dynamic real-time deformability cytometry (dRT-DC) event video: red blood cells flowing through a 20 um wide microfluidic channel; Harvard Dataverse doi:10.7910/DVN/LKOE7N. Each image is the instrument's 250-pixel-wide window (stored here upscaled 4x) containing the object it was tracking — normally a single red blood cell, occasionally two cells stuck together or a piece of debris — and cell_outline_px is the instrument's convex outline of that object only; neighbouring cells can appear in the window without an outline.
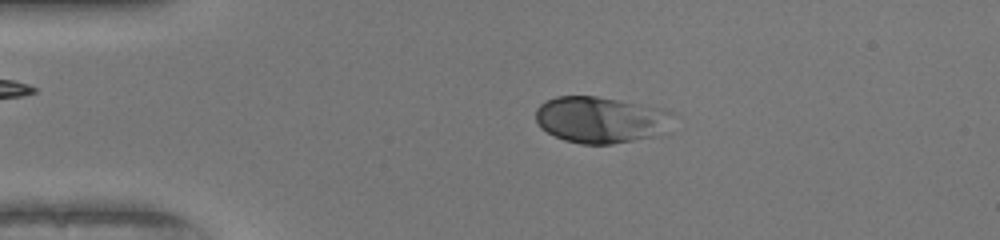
{"species": "human", "species_latin": "Homo sapiens", "temperature_condition": "warm", "stored_images_in_passage": 46, "camera_frame_rate_fps": 3000, "um_per_image_px": 0.085, "donor": {"sex": "female"}, "frame": {"image": 1, "passage_image": 6, "time_ms": 1.667, "image_size_px": [1000, 240], "cell_outline_px": [[672, 112], [652, 136], [612, 144], [580, 144], [564, 140], [540, 128], [536, 120], [536, 108], [544, 100], [556, 96], [596, 96], [664, 108]], "centroid_in_image_um": [50.88, 10.15], "position_along_channel_um": 34.1, "area_um2": 36.18}}
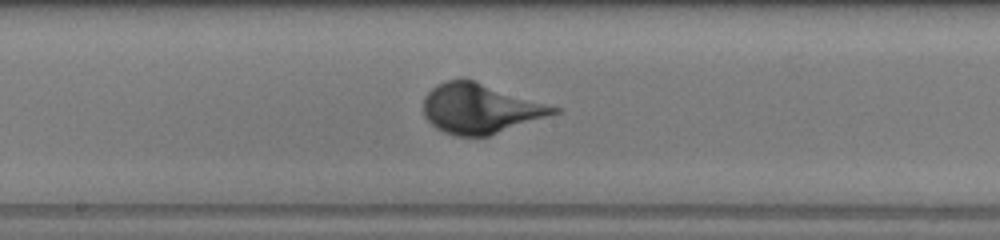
{"frame": {"image": 2, "passage_image": 22, "time_ms": 7.0, "image_size_px": [1000, 240], "cell_outline_px": [[560, 112], [488, 136], [456, 136], [444, 132], [436, 128], [424, 116], [424, 96], [436, 84], [448, 80], [472, 80], [560, 108]], "centroid_in_image_um": [40.78, 9.24], "position_along_channel_um": 207.4, "area_um2": 37.11}}
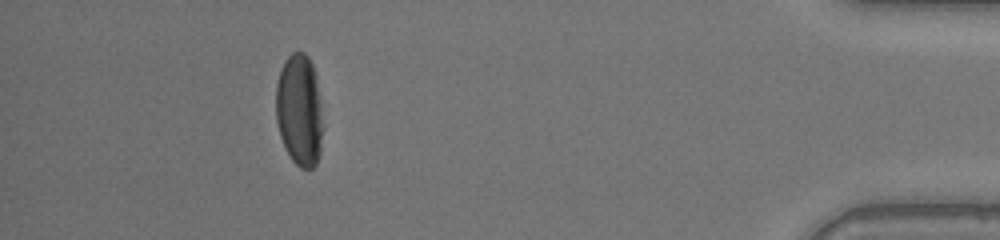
{"frame": {"image": 3, "passage_image": 41, "time_ms": 13.333, "image_size_px": [1000, 240], "cell_outline_px": [[324, 128], [320, 152], [316, 164], [312, 168], [300, 168], [292, 160], [280, 136], [276, 120], [276, 84], [280, 68], [284, 60], [292, 52], [304, 52], [308, 56], [312, 64], [316, 76]], "centroid_in_image_um": [25.46, 9.35], "position_along_channel_um": 409.7, "area_um2": 30.98}}